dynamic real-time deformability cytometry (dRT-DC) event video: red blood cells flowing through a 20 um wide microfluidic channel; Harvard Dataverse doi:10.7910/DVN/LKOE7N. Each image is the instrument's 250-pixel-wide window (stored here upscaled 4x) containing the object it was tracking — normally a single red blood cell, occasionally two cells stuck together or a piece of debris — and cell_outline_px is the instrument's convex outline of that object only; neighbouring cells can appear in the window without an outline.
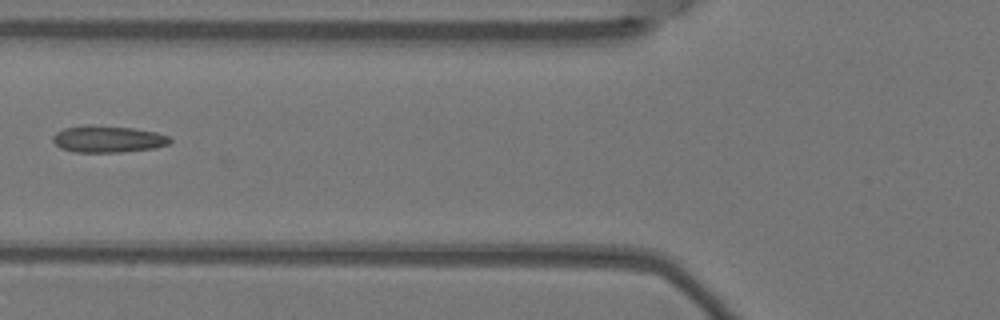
{"species": "Egyptian fruit bat (a non-hibernating species)", "species_latin": "Rousettus aegyptiacus", "temperature_condition": "warm", "stored_images_in_passage": 4, "camera_frame_rate_fps": 3000, "um_per_image_px": 0.085, "animal": {"sex": "female"}, "frame": {"image": 1, "passage_image": 3, "time_ms": 0.667, "image_size_px": [1000, 320], "cell_outline_px": [[172, 140], [168, 144], [156, 148], [120, 152], [76, 152], [60, 148], [52, 140], [52, 136], [56, 132], [64, 128], [84, 124], [88, 124], [132, 128], [156, 132], [168, 136]], "centroid_in_image_um": [9.14, 11.81], "position_along_channel_um": 116.7, "area_um2": 18.38}}
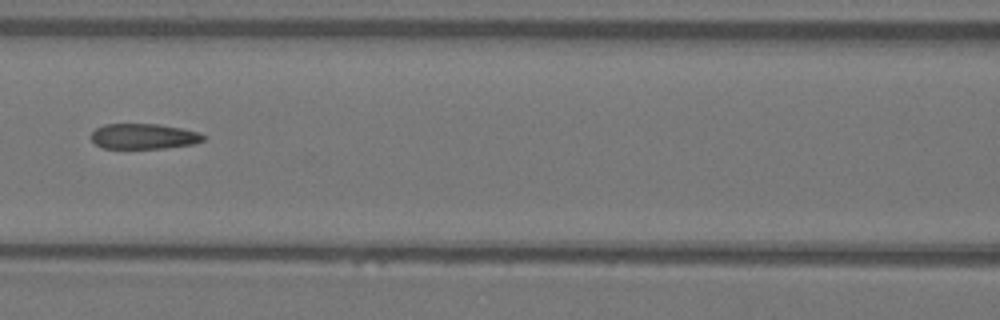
{"frame": {"image": 2, "passage_image": 4, "time_ms": 1.0, "image_size_px": [1000, 320], "cell_outline_px": [[204, 140], [196, 144], [164, 148], [104, 148], [96, 144], [92, 140], [92, 132], [96, 128], [104, 124], [160, 124], [200, 132], [204, 136]], "centroid_in_image_um": [12.24, 11.58], "position_along_channel_um": 154.4, "area_um2": 16.59}}